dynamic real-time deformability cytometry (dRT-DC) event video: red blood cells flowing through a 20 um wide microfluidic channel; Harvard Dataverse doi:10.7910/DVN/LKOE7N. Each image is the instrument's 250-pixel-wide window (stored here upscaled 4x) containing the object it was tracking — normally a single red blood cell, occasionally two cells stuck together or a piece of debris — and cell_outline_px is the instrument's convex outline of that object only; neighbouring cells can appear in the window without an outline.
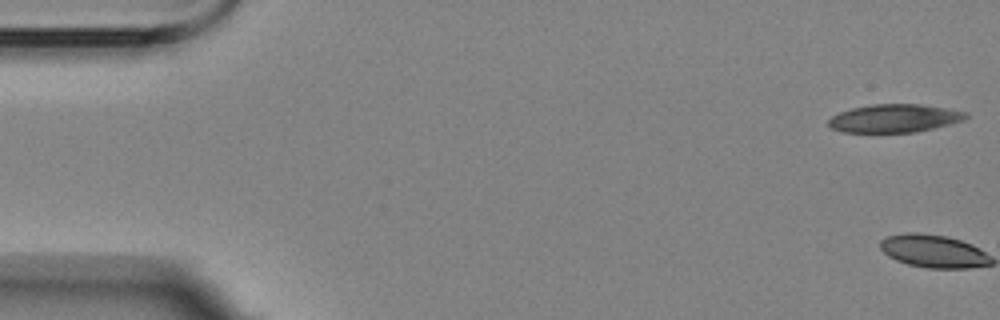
{"species": "Egyptian fruit bat (a non-hibernating species)", "species_latin": "Rousettus aegyptiacus", "temperature_condition": "room temperature", "stored_images_in_passage": 6, "camera_frame_rate_fps": 3000, "um_per_image_px": 0.085, "animal": {"sex": "female"}, "frame": {"image": 1, "passage_image": 1, "time_ms": 0.0, "image_size_px": [1000, 320], "cell_outline_px": [[968, 116], [964, 120], [916, 132], [844, 132], [832, 128], [828, 124], [828, 120], [832, 116], [840, 112], [852, 108], [872, 104], [920, 104], [968, 112]], "centroid_in_image_um": [76.02, 10.05], "position_along_channel_um": 9.0, "area_um2": 22.31}}